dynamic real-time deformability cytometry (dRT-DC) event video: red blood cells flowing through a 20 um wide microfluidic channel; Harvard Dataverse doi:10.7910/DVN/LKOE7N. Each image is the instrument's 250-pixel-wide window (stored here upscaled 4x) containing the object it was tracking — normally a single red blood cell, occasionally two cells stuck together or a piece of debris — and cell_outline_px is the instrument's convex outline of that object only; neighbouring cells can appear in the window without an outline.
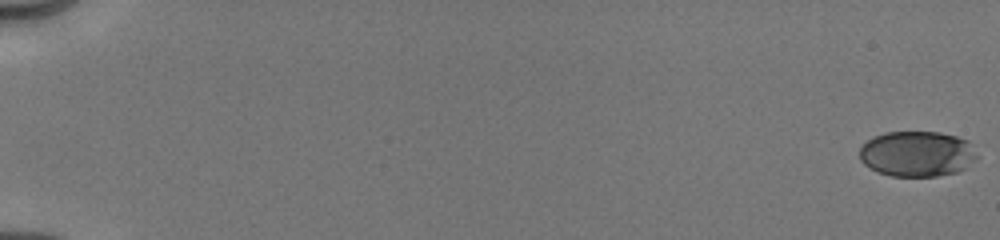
{"species": "human", "species_latin": "Homo sapiens", "temperature_condition": "cold", "stored_images_in_passage": 46, "camera_frame_rate_fps": 3000, "um_per_image_px": 0.085, "donor": {"sex": "male"}, "frame": {"image": 1, "passage_image": 1, "time_ms": 0.0, "image_size_px": [1000, 240], "cell_outline_px": [[976, 156], [964, 168], [956, 172], [936, 176], [892, 176], [876, 172], [864, 164], [860, 160], [860, 148], [872, 136], [884, 132], [940, 132], [956, 136], [968, 140], [972, 144]], "centroid_in_image_um": [77.91, 13.06], "position_along_channel_um": 7.1, "area_um2": 31.1}}
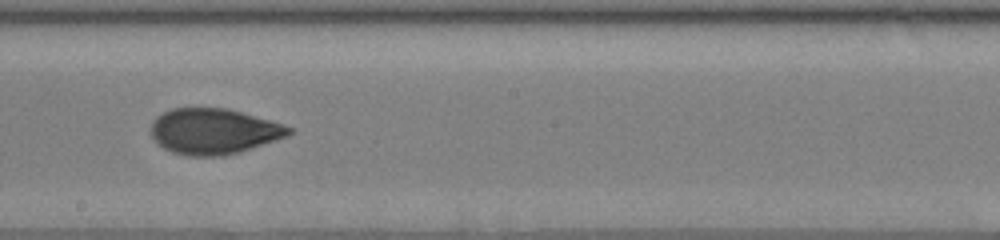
{"frame": {"image": 2, "passage_image": 27, "time_ms": 10.667, "image_size_px": [1000, 240], "cell_outline_px": [[292, 132], [288, 136], [240, 152], [224, 156], [188, 156], [172, 152], [164, 148], [152, 140], [152, 120], [156, 116], [172, 108], [228, 108], [284, 124], [292, 128]], "centroid_in_image_um": [18.16, 11.16], "position_along_channel_um": 230.0, "area_um2": 36.88}}
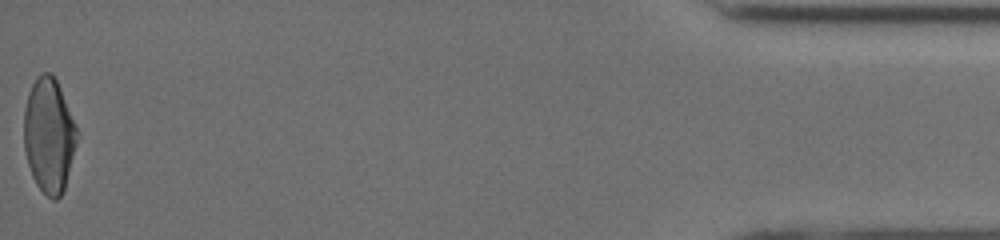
{"frame": {"image": 3, "passage_image": 46, "time_ms": 17.667, "image_size_px": [1000, 240], "cell_outline_px": [[80, 136], [64, 188], [60, 196], [56, 200], [52, 200], [36, 184], [32, 176], [28, 164], [24, 148], [24, 108], [28, 92], [36, 76], [40, 72], [52, 72], [60, 88], [80, 132]], "centroid_in_image_um": [4.18, 11.47], "position_along_channel_um": 431.0, "area_um2": 35.95}, "authors_computed_cell_mechanics": {"area_um2": 35.9227, "velocity_mm_per_s": 4.0266, "shape_relaxation_time_tau1_ms": 3.3241, "shape_relaxation_time_tau2_ms": 1.0582, "deformation_change_tau1": 0.1662, "deformation_change_tau2": 0.0656}}